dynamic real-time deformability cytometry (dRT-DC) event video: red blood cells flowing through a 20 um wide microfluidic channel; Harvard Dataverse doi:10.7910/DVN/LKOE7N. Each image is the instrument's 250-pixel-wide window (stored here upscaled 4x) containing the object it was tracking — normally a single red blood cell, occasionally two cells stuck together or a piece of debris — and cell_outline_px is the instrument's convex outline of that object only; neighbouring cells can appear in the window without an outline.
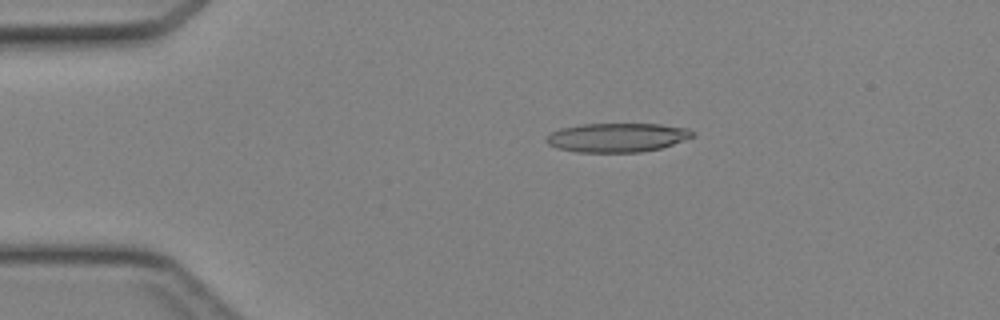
{"species": "Egyptian fruit bat (a non-hibernating species)", "species_latin": "Rousettus aegyptiacus", "temperature_condition": "cold", "stored_images_in_passage": 22, "camera_frame_rate_fps": 3000, "um_per_image_px": 0.085, "animal": {"sex": "female"}, "frame": {"image": 1, "passage_image": 9, "time_ms": 2.667, "image_size_px": [1000, 320], "cell_outline_px": [[696, 136], [660, 148], [640, 152], [576, 152], [556, 148], [548, 144], [544, 140], [552, 132], [560, 128], [584, 124], [660, 124], [688, 128], [696, 132]], "centroid_in_image_um": [52.47, 11.69], "position_along_channel_um": 32.5, "area_um2": 24.8}}
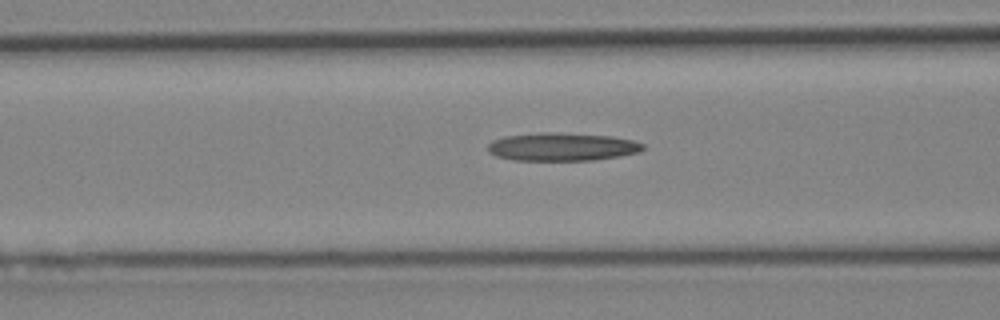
{"frame": {"image": 2, "passage_image": 18, "time_ms": 5.667, "image_size_px": [1000, 320], "cell_outline_px": [[644, 148], [640, 152], [620, 156], [592, 160], [512, 160], [496, 156], [488, 152], [488, 144], [492, 140], [504, 136], [544, 132], [548, 132], [612, 136], [632, 140], [644, 144]], "centroid_in_image_um": [47.76, 12.48], "position_along_channel_um": 118.8, "area_um2": 25.37}}
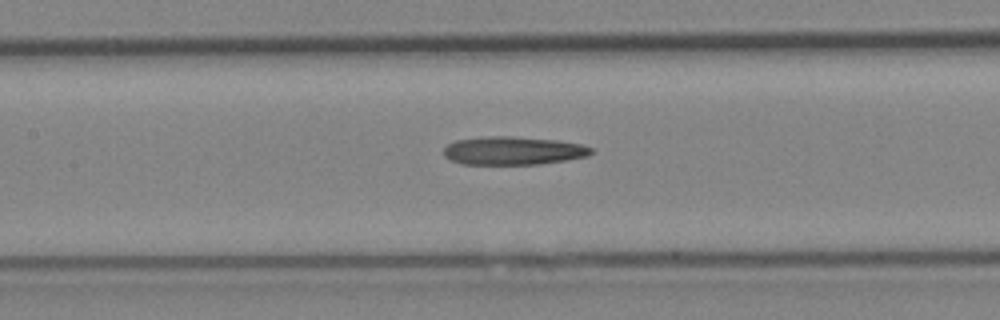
{"frame": {"image": 3, "passage_image": 21, "time_ms": 6.667, "image_size_px": [1000, 320], "cell_outline_px": [[592, 152], [588, 156], [568, 160], [540, 164], [460, 164], [444, 156], [444, 148], [448, 144], [456, 140], [480, 136], [512, 136], [556, 140], [580, 144], [592, 148]], "centroid_in_image_um": [43.6, 12.8], "position_along_channel_um": 163.8, "area_um2": 24.39}}